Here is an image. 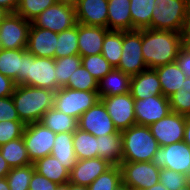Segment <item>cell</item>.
I'll return each mask as SVG.
<instances>
[{
	"instance_id": "obj_1",
	"label": "cell",
	"mask_w": 190,
	"mask_h": 190,
	"mask_svg": "<svg viewBox=\"0 0 190 190\" xmlns=\"http://www.w3.org/2000/svg\"><path fill=\"white\" fill-rule=\"evenodd\" d=\"M182 47V33L155 29H142V54L147 68L176 61Z\"/></svg>"
},
{
	"instance_id": "obj_2",
	"label": "cell",
	"mask_w": 190,
	"mask_h": 190,
	"mask_svg": "<svg viewBox=\"0 0 190 190\" xmlns=\"http://www.w3.org/2000/svg\"><path fill=\"white\" fill-rule=\"evenodd\" d=\"M55 93L50 89L16 85L11 96L20 120L25 125L40 122L44 113L54 107Z\"/></svg>"
},
{
	"instance_id": "obj_3",
	"label": "cell",
	"mask_w": 190,
	"mask_h": 190,
	"mask_svg": "<svg viewBox=\"0 0 190 190\" xmlns=\"http://www.w3.org/2000/svg\"><path fill=\"white\" fill-rule=\"evenodd\" d=\"M123 155L121 162H151L159 148L149 126L134 124L121 131Z\"/></svg>"
},
{
	"instance_id": "obj_4",
	"label": "cell",
	"mask_w": 190,
	"mask_h": 190,
	"mask_svg": "<svg viewBox=\"0 0 190 190\" xmlns=\"http://www.w3.org/2000/svg\"><path fill=\"white\" fill-rule=\"evenodd\" d=\"M55 75V59L36 57L23 49L21 85L57 91L60 87Z\"/></svg>"
},
{
	"instance_id": "obj_5",
	"label": "cell",
	"mask_w": 190,
	"mask_h": 190,
	"mask_svg": "<svg viewBox=\"0 0 190 190\" xmlns=\"http://www.w3.org/2000/svg\"><path fill=\"white\" fill-rule=\"evenodd\" d=\"M151 29L183 33L188 24V0H155Z\"/></svg>"
},
{
	"instance_id": "obj_6",
	"label": "cell",
	"mask_w": 190,
	"mask_h": 190,
	"mask_svg": "<svg viewBox=\"0 0 190 190\" xmlns=\"http://www.w3.org/2000/svg\"><path fill=\"white\" fill-rule=\"evenodd\" d=\"M99 100L98 91H79L62 87L55 93L54 108L78 121L79 117Z\"/></svg>"
},
{
	"instance_id": "obj_7",
	"label": "cell",
	"mask_w": 190,
	"mask_h": 190,
	"mask_svg": "<svg viewBox=\"0 0 190 190\" xmlns=\"http://www.w3.org/2000/svg\"><path fill=\"white\" fill-rule=\"evenodd\" d=\"M22 137L30 161L34 163L40 158L51 155L56 133L41 122H36L25 125Z\"/></svg>"
},
{
	"instance_id": "obj_8",
	"label": "cell",
	"mask_w": 190,
	"mask_h": 190,
	"mask_svg": "<svg viewBox=\"0 0 190 190\" xmlns=\"http://www.w3.org/2000/svg\"><path fill=\"white\" fill-rule=\"evenodd\" d=\"M116 68L130 76L147 69L142 54V29L123 31L122 56Z\"/></svg>"
},
{
	"instance_id": "obj_9",
	"label": "cell",
	"mask_w": 190,
	"mask_h": 190,
	"mask_svg": "<svg viewBox=\"0 0 190 190\" xmlns=\"http://www.w3.org/2000/svg\"><path fill=\"white\" fill-rule=\"evenodd\" d=\"M157 167L167 168L190 176V146L184 141L160 147L151 161Z\"/></svg>"
},
{
	"instance_id": "obj_10",
	"label": "cell",
	"mask_w": 190,
	"mask_h": 190,
	"mask_svg": "<svg viewBox=\"0 0 190 190\" xmlns=\"http://www.w3.org/2000/svg\"><path fill=\"white\" fill-rule=\"evenodd\" d=\"M122 182L130 188L146 190L159 182L160 168L152 162H121Z\"/></svg>"
},
{
	"instance_id": "obj_11",
	"label": "cell",
	"mask_w": 190,
	"mask_h": 190,
	"mask_svg": "<svg viewBox=\"0 0 190 190\" xmlns=\"http://www.w3.org/2000/svg\"><path fill=\"white\" fill-rule=\"evenodd\" d=\"M32 24L37 28L61 33L77 24L75 7L56 2L41 12Z\"/></svg>"
},
{
	"instance_id": "obj_12",
	"label": "cell",
	"mask_w": 190,
	"mask_h": 190,
	"mask_svg": "<svg viewBox=\"0 0 190 190\" xmlns=\"http://www.w3.org/2000/svg\"><path fill=\"white\" fill-rule=\"evenodd\" d=\"M32 22L16 13H9L0 23L2 49H26Z\"/></svg>"
},
{
	"instance_id": "obj_13",
	"label": "cell",
	"mask_w": 190,
	"mask_h": 190,
	"mask_svg": "<svg viewBox=\"0 0 190 190\" xmlns=\"http://www.w3.org/2000/svg\"><path fill=\"white\" fill-rule=\"evenodd\" d=\"M77 126L80 130L91 133L95 137L119 132L101 100L79 117Z\"/></svg>"
},
{
	"instance_id": "obj_14",
	"label": "cell",
	"mask_w": 190,
	"mask_h": 190,
	"mask_svg": "<svg viewBox=\"0 0 190 190\" xmlns=\"http://www.w3.org/2000/svg\"><path fill=\"white\" fill-rule=\"evenodd\" d=\"M109 116L118 131H123L136 124L134 98L131 93L102 97Z\"/></svg>"
},
{
	"instance_id": "obj_15",
	"label": "cell",
	"mask_w": 190,
	"mask_h": 190,
	"mask_svg": "<svg viewBox=\"0 0 190 190\" xmlns=\"http://www.w3.org/2000/svg\"><path fill=\"white\" fill-rule=\"evenodd\" d=\"M134 112L136 124L150 126L171 112L169 98L164 95H155L144 99H134Z\"/></svg>"
},
{
	"instance_id": "obj_16",
	"label": "cell",
	"mask_w": 190,
	"mask_h": 190,
	"mask_svg": "<svg viewBox=\"0 0 190 190\" xmlns=\"http://www.w3.org/2000/svg\"><path fill=\"white\" fill-rule=\"evenodd\" d=\"M160 147L184 140L185 115L170 112L149 126Z\"/></svg>"
},
{
	"instance_id": "obj_17",
	"label": "cell",
	"mask_w": 190,
	"mask_h": 190,
	"mask_svg": "<svg viewBox=\"0 0 190 190\" xmlns=\"http://www.w3.org/2000/svg\"><path fill=\"white\" fill-rule=\"evenodd\" d=\"M111 166V163L99 157L77 160L69 173V182L88 187Z\"/></svg>"
},
{
	"instance_id": "obj_18",
	"label": "cell",
	"mask_w": 190,
	"mask_h": 190,
	"mask_svg": "<svg viewBox=\"0 0 190 190\" xmlns=\"http://www.w3.org/2000/svg\"><path fill=\"white\" fill-rule=\"evenodd\" d=\"M75 13L77 23L107 28L108 0H78Z\"/></svg>"
},
{
	"instance_id": "obj_19",
	"label": "cell",
	"mask_w": 190,
	"mask_h": 190,
	"mask_svg": "<svg viewBox=\"0 0 190 190\" xmlns=\"http://www.w3.org/2000/svg\"><path fill=\"white\" fill-rule=\"evenodd\" d=\"M58 33L31 24L26 50L36 57L54 59Z\"/></svg>"
},
{
	"instance_id": "obj_20",
	"label": "cell",
	"mask_w": 190,
	"mask_h": 190,
	"mask_svg": "<svg viewBox=\"0 0 190 190\" xmlns=\"http://www.w3.org/2000/svg\"><path fill=\"white\" fill-rule=\"evenodd\" d=\"M109 30L100 26H88L78 23V49L81 57L102 53V46Z\"/></svg>"
},
{
	"instance_id": "obj_21",
	"label": "cell",
	"mask_w": 190,
	"mask_h": 190,
	"mask_svg": "<svg viewBox=\"0 0 190 190\" xmlns=\"http://www.w3.org/2000/svg\"><path fill=\"white\" fill-rule=\"evenodd\" d=\"M130 93L134 99L163 95L156 70L147 68L141 73L131 76Z\"/></svg>"
},
{
	"instance_id": "obj_22",
	"label": "cell",
	"mask_w": 190,
	"mask_h": 190,
	"mask_svg": "<svg viewBox=\"0 0 190 190\" xmlns=\"http://www.w3.org/2000/svg\"><path fill=\"white\" fill-rule=\"evenodd\" d=\"M107 29L110 31H132L130 0H108Z\"/></svg>"
},
{
	"instance_id": "obj_23",
	"label": "cell",
	"mask_w": 190,
	"mask_h": 190,
	"mask_svg": "<svg viewBox=\"0 0 190 190\" xmlns=\"http://www.w3.org/2000/svg\"><path fill=\"white\" fill-rule=\"evenodd\" d=\"M130 79V75L113 68L98 82L99 97L130 93Z\"/></svg>"
},
{
	"instance_id": "obj_24",
	"label": "cell",
	"mask_w": 190,
	"mask_h": 190,
	"mask_svg": "<svg viewBox=\"0 0 190 190\" xmlns=\"http://www.w3.org/2000/svg\"><path fill=\"white\" fill-rule=\"evenodd\" d=\"M155 70L161 84L162 93L167 98L182 88L187 77L176 61L157 67Z\"/></svg>"
},
{
	"instance_id": "obj_25",
	"label": "cell",
	"mask_w": 190,
	"mask_h": 190,
	"mask_svg": "<svg viewBox=\"0 0 190 190\" xmlns=\"http://www.w3.org/2000/svg\"><path fill=\"white\" fill-rule=\"evenodd\" d=\"M97 145L99 158L107 160L112 165H120L123 155L121 131L97 137Z\"/></svg>"
},
{
	"instance_id": "obj_26",
	"label": "cell",
	"mask_w": 190,
	"mask_h": 190,
	"mask_svg": "<svg viewBox=\"0 0 190 190\" xmlns=\"http://www.w3.org/2000/svg\"><path fill=\"white\" fill-rule=\"evenodd\" d=\"M51 155L69 171L73 169L78 160L73 146V132L56 133Z\"/></svg>"
},
{
	"instance_id": "obj_27",
	"label": "cell",
	"mask_w": 190,
	"mask_h": 190,
	"mask_svg": "<svg viewBox=\"0 0 190 190\" xmlns=\"http://www.w3.org/2000/svg\"><path fill=\"white\" fill-rule=\"evenodd\" d=\"M37 173L45 176L48 180L57 184H63L69 181L70 171L65 168L53 155H47L33 163Z\"/></svg>"
},
{
	"instance_id": "obj_28",
	"label": "cell",
	"mask_w": 190,
	"mask_h": 190,
	"mask_svg": "<svg viewBox=\"0 0 190 190\" xmlns=\"http://www.w3.org/2000/svg\"><path fill=\"white\" fill-rule=\"evenodd\" d=\"M23 49H2L0 51V73L11 78L15 85H21Z\"/></svg>"
},
{
	"instance_id": "obj_29",
	"label": "cell",
	"mask_w": 190,
	"mask_h": 190,
	"mask_svg": "<svg viewBox=\"0 0 190 190\" xmlns=\"http://www.w3.org/2000/svg\"><path fill=\"white\" fill-rule=\"evenodd\" d=\"M0 153L10 168L31 164L23 137L9 141L0 146Z\"/></svg>"
},
{
	"instance_id": "obj_30",
	"label": "cell",
	"mask_w": 190,
	"mask_h": 190,
	"mask_svg": "<svg viewBox=\"0 0 190 190\" xmlns=\"http://www.w3.org/2000/svg\"><path fill=\"white\" fill-rule=\"evenodd\" d=\"M155 0H130L132 30L151 29L152 10Z\"/></svg>"
},
{
	"instance_id": "obj_31",
	"label": "cell",
	"mask_w": 190,
	"mask_h": 190,
	"mask_svg": "<svg viewBox=\"0 0 190 190\" xmlns=\"http://www.w3.org/2000/svg\"><path fill=\"white\" fill-rule=\"evenodd\" d=\"M40 122L54 133L74 132L78 128L77 120L74 117L64 114L54 107L44 113Z\"/></svg>"
},
{
	"instance_id": "obj_32",
	"label": "cell",
	"mask_w": 190,
	"mask_h": 190,
	"mask_svg": "<svg viewBox=\"0 0 190 190\" xmlns=\"http://www.w3.org/2000/svg\"><path fill=\"white\" fill-rule=\"evenodd\" d=\"M73 146L78 160L98 157L97 137L77 128L73 132Z\"/></svg>"
},
{
	"instance_id": "obj_33",
	"label": "cell",
	"mask_w": 190,
	"mask_h": 190,
	"mask_svg": "<svg viewBox=\"0 0 190 190\" xmlns=\"http://www.w3.org/2000/svg\"><path fill=\"white\" fill-rule=\"evenodd\" d=\"M71 55H79L78 23L72 28L58 33L54 59H59Z\"/></svg>"
},
{
	"instance_id": "obj_34",
	"label": "cell",
	"mask_w": 190,
	"mask_h": 190,
	"mask_svg": "<svg viewBox=\"0 0 190 190\" xmlns=\"http://www.w3.org/2000/svg\"><path fill=\"white\" fill-rule=\"evenodd\" d=\"M123 47V31H108L105 35L102 55L103 57L116 68L122 56Z\"/></svg>"
},
{
	"instance_id": "obj_35",
	"label": "cell",
	"mask_w": 190,
	"mask_h": 190,
	"mask_svg": "<svg viewBox=\"0 0 190 190\" xmlns=\"http://www.w3.org/2000/svg\"><path fill=\"white\" fill-rule=\"evenodd\" d=\"M82 65L80 55H71L55 59V77L60 88L68 84L69 77Z\"/></svg>"
},
{
	"instance_id": "obj_36",
	"label": "cell",
	"mask_w": 190,
	"mask_h": 190,
	"mask_svg": "<svg viewBox=\"0 0 190 190\" xmlns=\"http://www.w3.org/2000/svg\"><path fill=\"white\" fill-rule=\"evenodd\" d=\"M34 171L33 163L11 168L6 176L10 190H29V183Z\"/></svg>"
},
{
	"instance_id": "obj_37",
	"label": "cell",
	"mask_w": 190,
	"mask_h": 190,
	"mask_svg": "<svg viewBox=\"0 0 190 190\" xmlns=\"http://www.w3.org/2000/svg\"><path fill=\"white\" fill-rule=\"evenodd\" d=\"M65 87L79 91H97L98 81L81 65L69 77Z\"/></svg>"
},
{
	"instance_id": "obj_38",
	"label": "cell",
	"mask_w": 190,
	"mask_h": 190,
	"mask_svg": "<svg viewBox=\"0 0 190 190\" xmlns=\"http://www.w3.org/2000/svg\"><path fill=\"white\" fill-rule=\"evenodd\" d=\"M171 112L190 116V77H186L184 85L169 97Z\"/></svg>"
},
{
	"instance_id": "obj_39",
	"label": "cell",
	"mask_w": 190,
	"mask_h": 190,
	"mask_svg": "<svg viewBox=\"0 0 190 190\" xmlns=\"http://www.w3.org/2000/svg\"><path fill=\"white\" fill-rule=\"evenodd\" d=\"M121 182L120 166L112 165L88 186V190H114Z\"/></svg>"
},
{
	"instance_id": "obj_40",
	"label": "cell",
	"mask_w": 190,
	"mask_h": 190,
	"mask_svg": "<svg viewBox=\"0 0 190 190\" xmlns=\"http://www.w3.org/2000/svg\"><path fill=\"white\" fill-rule=\"evenodd\" d=\"M56 3L55 0H19L16 14L32 22L41 12Z\"/></svg>"
},
{
	"instance_id": "obj_41",
	"label": "cell",
	"mask_w": 190,
	"mask_h": 190,
	"mask_svg": "<svg viewBox=\"0 0 190 190\" xmlns=\"http://www.w3.org/2000/svg\"><path fill=\"white\" fill-rule=\"evenodd\" d=\"M82 65L99 82L112 69L113 66L103 57L102 54L81 57Z\"/></svg>"
},
{
	"instance_id": "obj_42",
	"label": "cell",
	"mask_w": 190,
	"mask_h": 190,
	"mask_svg": "<svg viewBox=\"0 0 190 190\" xmlns=\"http://www.w3.org/2000/svg\"><path fill=\"white\" fill-rule=\"evenodd\" d=\"M25 124L22 121L0 122V146L23 136Z\"/></svg>"
},
{
	"instance_id": "obj_43",
	"label": "cell",
	"mask_w": 190,
	"mask_h": 190,
	"mask_svg": "<svg viewBox=\"0 0 190 190\" xmlns=\"http://www.w3.org/2000/svg\"><path fill=\"white\" fill-rule=\"evenodd\" d=\"M159 182L168 190H178L189 182V177L174 170L161 168Z\"/></svg>"
},
{
	"instance_id": "obj_44",
	"label": "cell",
	"mask_w": 190,
	"mask_h": 190,
	"mask_svg": "<svg viewBox=\"0 0 190 190\" xmlns=\"http://www.w3.org/2000/svg\"><path fill=\"white\" fill-rule=\"evenodd\" d=\"M5 120L21 121L12 96L0 98V122Z\"/></svg>"
},
{
	"instance_id": "obj_45",
	"label": "cell",
	"mask_w": 190,
	"mask_h": 190,
	"mask_svg": "<svg viewBox=\"0 0 190 190\" xmlns=\"http://www.w3.org/2000/svg\"><path fill=\"white\" fill-rule=\"evenodd\" d=\"M57 186V183L34 171L29 183V190H56Z\"/></svg>"
},
{
	"instance_id": "obj_46",
	"label": "cell",
	"mask_w": 190,
	"mask_h": 190,
	"mask_svg": "<svg viewBox=\"0 0 190 190\" xmlns=\"http://www.w3.org/2000/svg\"><path fill=\"white\" fill-rule=\"evenodd\" d=\"M176 62L183 73L190 77V51L182 46L178 52Z\"/></svg>"
},
{
	"instance_id": "obj_47",
	"label": "cell",
	"mask_w": 190,
	"mask_h": 190,
	"mask_svg": "<svg viewBox=\"0 0 190 190\" xmlns=\"http://www.w3.org/2000/svg\"><path fill=\"white\" fill-rule=\"evenodd\" d=\"M15 86V82L11 78L0 73V98L11 96Z\"/></svg>"
},
{
	"instance_id": "obj_48",
	"label": "cell",
	"mask_w": 190,
	"mask_h": 190,
	"mask_svg": "<svg viewBox=\"0 0 190 190\" xmlns=\"http://www.w3.org/2000/svg\"><path fill=\"white\" fill-rule=\"evenodd\" d=\"M19 0H0V7L6 9L9 13H15Z\"/></svg>"
},
{
	"instance_id": "obj_49",
	"label": "cell",
	"mask_w": 190,
	"mask_h": 190,
	"mask_svg": "<svg viewBox=\"0 0 190 190\" xmlns=\"http://www.w3.org/2000/svg\"><path fill=\"white\" fill-rule=\"evenodd\" d=\"M182 46L190 51V23L184 28L182 33Z\"/></svg>"
},
{
	"instance_id": "obj_50",
	"label": "cell",
	"mask_w": 190,
	"mask_h": 190,
	"mask_svg": "<svg viewBox=\"0 0 190 190\" xmlns=\"http://www.w3.org/2000/svg\"><path fill=\"white\" fill-rule=\"evenodd\" d=\"M10 169V166L7 164L6 160L0 153V178L6 177Z\"/></svg>"
},
{
	"instance_id": "obj_51",
	"label": "cell",
	"mask_w": 190,
	"mask_h": 190,
	"mask_svg": "<svg viewBox=\"0 0 190 190\" xmlns=\"http://www.w3.org/2000/svg\"><path fill=\"white\" fill-rule=\"evenodd\" d=\"M190 146V116H185L184 140Z\"/></svg>"
},
{
	"instance_id": "obj_52",
	"label": "cell",
	"mask_w": 190,
	"mask_h": 190,
	"mask_svg": "<svg viewBox=\"0 0 190 190\" xmlns=\"http://www.w3.org/2000/svg\"><path fill=\"white\" fill-rule=\"evenodd\" d=\"M0 190H10L6 177L0 178Z\"/></svg>"
},
{
	"instance_id": "obj_53",
	"label": "cell",
	"mask_w": 190,
	"mask_h": 190,
	"mask_svg": "<svg viewBox=\"0 0 190 190\" xmlns=\"http://www.w3.org/2000/svg\"><path fill=\"white\" fill-rule=\"evenodd\" d=\"M55 1L58 3L67 4L73 7H75L78 3V0H55Z\"/></svg>"
},
{
	"instance_id": "obj_54",
	"label": "cell",
	"mask_w": 190,
	"mask_h": 190,
	"mask_svg": "<svg viewBox=\"0 0 190 190\" xmlns=\"http://www.w3.org/2000/svg\"><path fill=\"white\" fill-rule=\"evenodd\" d=\"M70 190H88V187L70 183Z\"/></svg>"
},
{
	"instance_id": "obj_55",
	"label": "cell",
	"mask_w": 190,
	"mask_h": 190,
	"mask_svg": "<svg viewBox=\"0 0 190 190\" xmlns=\"http://www.w3.org/2000/svg\"><path fill=\"white\" fill-rule=\"evenodd\" d=\"M56 190H70V182H66L63 184H58V186L56 187Z\"/></svg>"
},
{
	"instance_id": "obj_56",
	"label": "cell",
	"mask_w": 190,
	"mask_h": 190,
	"mask_svg": "<svg viewBox=\"0 0 190 190\" xmlns=\"http://www.w3.org/2000/svg\"><path fill=\"white\" fill-rule=\"evenodd\" d=\"M146 190H168V189L165 188L160 182H158L157 184L153 185L152 187Z\"/></svg>"
},
{
	"instance_id": "obj_57",
	"label": "cell",
	"mask_w": 190,
	"mask_h": 190,
	"mask_svg": "<svg viewBox=\"0 0 190 190\" xmlns=\"http://www.w3.org/2000/svg\"><path fill=\"white\" fill-rule=\"evenodd\" d=\"M9 12L4 9L3 7H0V23L7 17Z\"/></svg>"
},
{
	"instance_id": "obj_58",
	"label": "cell",
	"mask_w": 190,
	"mask_h": 190,
	"mask_svg": "<svg viewBox=\"0 0 190 190\" xmlns=\"http://www.w3.org/2000/svg\"><path fill=\"white\" fill-rule=\"evenodd\" d=\"M114 190H127V185L121 182Z\"/></svg>"
},
{
	"instance_id": "obj_59",
	"label": "cell",
	"mask_w": 190,
	"mask_h": 190,
	"mask_svg": "<svg viewBox=\"0 0 190 190\" xmlns=\"http://www.w3.org/2000/svg\"><path fill=\"white\" fill-rule=\"evenodd\" d=\"M178 190H190V181Z\"/></svg>"
},
{
	"instance_id": "obj_60",
	"label": "cell",
	"mask_w": 190,
	"mask_h": 190,
	"mask_svg": "<svg viewBox=\"0 0 190 190\" xmlns=\"http://www.w3.org/2000/svg\"><path fill=\"white\" fill-rule=\"evenodd\" d=\"M187 10H188V23H190V0H188Z\"/></svg>"
},
{
	"instance_id": "obj_61",
	"label": "cell",
	"mask_w": 190,
	"mask_h": 190,
	"mask_svg": "<svg viewBox=\"0 0 190 190\" xmlns=\"http://www.w3.org/2000/svg\"><path fill=\"white\" fill-rule=\"evenodd\" d=\"M127 190H139V189H134L127 186Z\"/></svg>"
}]
</instances>
